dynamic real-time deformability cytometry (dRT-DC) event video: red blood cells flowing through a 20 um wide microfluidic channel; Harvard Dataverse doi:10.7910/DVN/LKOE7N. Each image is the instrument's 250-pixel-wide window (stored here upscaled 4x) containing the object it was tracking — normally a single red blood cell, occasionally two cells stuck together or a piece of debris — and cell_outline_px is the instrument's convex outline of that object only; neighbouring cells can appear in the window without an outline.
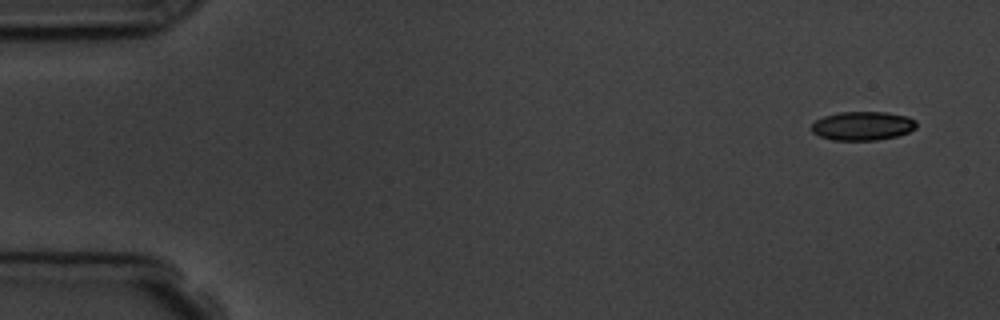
{"species": "common noctule bat (a hibernating species)", "species_latin": "Nyctalus noctula", "temperature_condition": "room temperature", "stored_images_in_passage": 6, "camera_frame_rate_fps": 3000, "um_per_image_px": 0.085, "animal": {"sex": "male", "body_mass_g": 19.5, "forearm_length_mm": 54.6}, "frame": {"image": 1, "passage_image": 1, "time_ms": 0.0, "image_size_px": [1000, 320], "cell_outline_px": [[916, 128], [908, 132], [896, 136], [876, 140], [832, 140], [820, 136], [812, 132], [812, 124], [816, 120], [824, 116], [840, 112], [884, 112], [908, 116], [916, 120]], "centroid_in_image_um": [73.33, 10.7], "position_along_channel_um": 11.7, "area_um2": 17.57}}
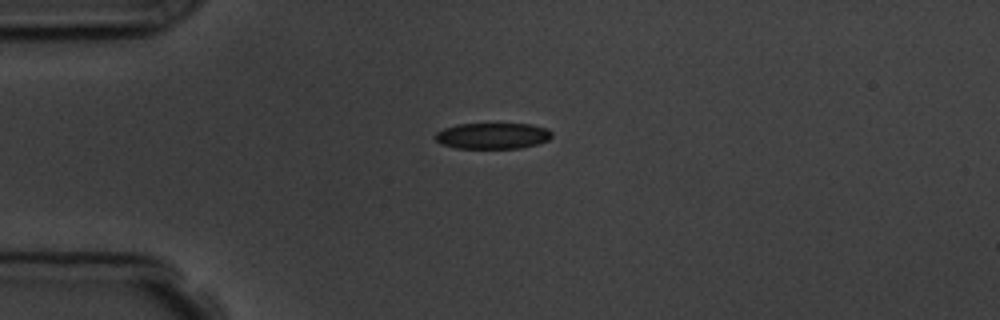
{"frame": {"image": 2, "passage_image": 4, "time_ms": 3.667, "image_size_px": [1000, 320], "cell_outline_px": [[552, 136], [548, 140], [536, 144], [520, 148], [456, 148], [440, 144], [432, 136], [436, 132], [444, 128], [456, 124], [532, 124], [548, 128], [552, 132]], "centroid_in_image_um": [41.85, 11.54], "position_along_channel_um": 43.2, "area_um2": 17.86}}